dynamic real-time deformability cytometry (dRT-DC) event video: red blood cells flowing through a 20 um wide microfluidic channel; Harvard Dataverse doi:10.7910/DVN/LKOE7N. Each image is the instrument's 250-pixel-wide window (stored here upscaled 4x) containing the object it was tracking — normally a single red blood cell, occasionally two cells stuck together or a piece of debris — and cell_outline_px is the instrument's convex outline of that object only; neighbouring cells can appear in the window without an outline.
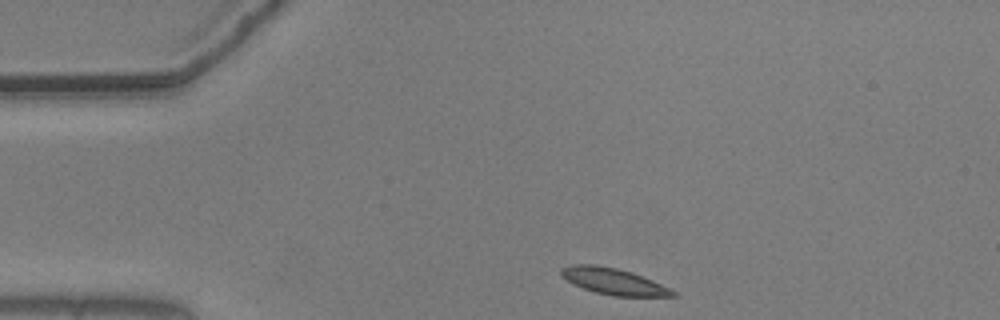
{"species": "common noctule bat (a hibernating species)", "species_latin": "Nyctalus noctula", "temperature_condition": "warm", "stored_images_in_passage": 11, "camera_frame_rate_fps": 3000, "um_per_image_px": 0.085, "animal": {"sex": "male", "body_mass_g": 20.5, "forearm_length_mm": 52.5}, "frame": {"image": 1, "passage_image": 1, "time_ms": 0.0, "image_size_px": [1000, 320], "cell_outline_px": [[680, 296], [612, 296], [596, 292], [572, 284], [560, 276], [560, 268], [572, 264], [596, 264], [616, 268], [632, 272], [652, 280], [676, 292]], "centroid_in_image_um": [52.1, 23.9], "position_along_channel_um": 32.9, "area_um2": 17.17}}
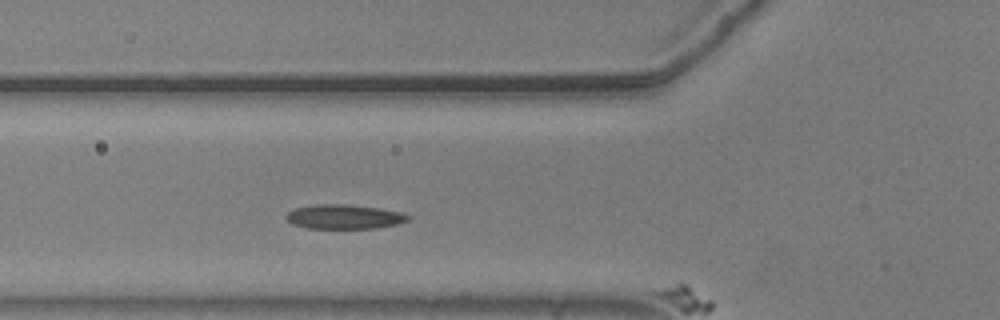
{"frame": {"image": 2, "passage_image": 10, "time_ms": 3.0, "image_size_px": [1000, 320], "cell_outline_px": [[412, 216], [408, 220], [396, 224], [376, 228], [308, 228], [292, 224], [284, 216], [288, 212], [296, 208], [316, 204], [348, 204], [380, 208], [400, 212]], "centroid_in_image_um": [29.26, 18.41], "position_along_channel_um": 96.5, "area_um2": 17.28}}